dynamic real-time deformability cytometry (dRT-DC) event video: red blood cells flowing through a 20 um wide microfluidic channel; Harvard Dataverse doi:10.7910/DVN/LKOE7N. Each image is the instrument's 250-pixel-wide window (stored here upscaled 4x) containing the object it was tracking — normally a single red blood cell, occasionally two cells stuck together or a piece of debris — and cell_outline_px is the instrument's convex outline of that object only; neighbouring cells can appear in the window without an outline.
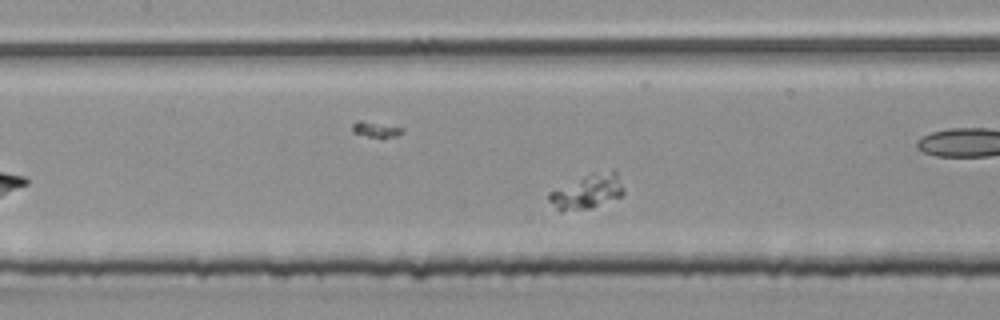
{"species": "common noctule bat (a hibernating species)", "species_latin": "Nyctalus noctula", "temperature_condition": "room temperature", "stored_images_in_passage": 44, "camera_frame_rate_fps": 3000, "um_per_image_px": 0.085, "animal": {"sex": "male", "body_mass_g": 20.4}, "frame": {"image": 1, "passage_image": 13, "time_ms": 4.0, "image_size_px": [1000, 320], "cell_outline_px": [[624, 192], [620, 196], [592, 208], [560, 212], [548, 200], [548, 192], [592, 172], [612, 168], [616, 168], [624, 188]], "centroid_in_image_um": [49.95, 16.25], "position_along_channel_um": 157.4, "area_um2": 15.32}}